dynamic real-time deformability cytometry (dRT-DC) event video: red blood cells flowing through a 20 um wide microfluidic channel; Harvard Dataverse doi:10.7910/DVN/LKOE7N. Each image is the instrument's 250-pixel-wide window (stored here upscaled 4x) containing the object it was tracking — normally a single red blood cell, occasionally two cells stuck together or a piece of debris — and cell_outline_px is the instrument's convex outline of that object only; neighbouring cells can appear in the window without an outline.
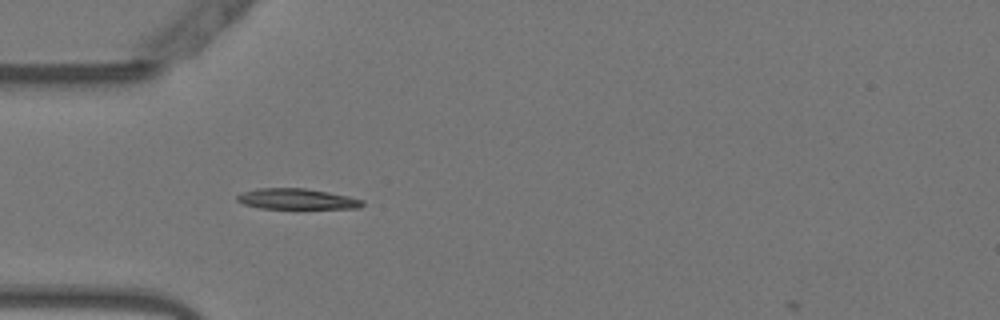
{"species": "Egyptian fruit bat (a non-hibernating species)", "species_latin": "Rousettus aegyptiacus", "temperature_condition": "warm", "stored_images_in_passage": 43, "camera_frame_rate_fps": 3000, "um_per_image_px": 0.085, "animal": {"sex": "female"}, "frame": {"image": 1, "passage_image": 6, "time_ms": 1.667, "image_size_px": [1000, 320], "cell_outline_px": [[364, 204], [360, 208], [260, 208], [244, 204], [236, 200], [236, 196], [244, 192], [260, 188], [304, 188], [328, 192], [348, 196], [364, 200]], "centroid_in_image_um": [25.25, 16.91], "position_along_channel_um": 59.8, "area_um2": 14.91}}
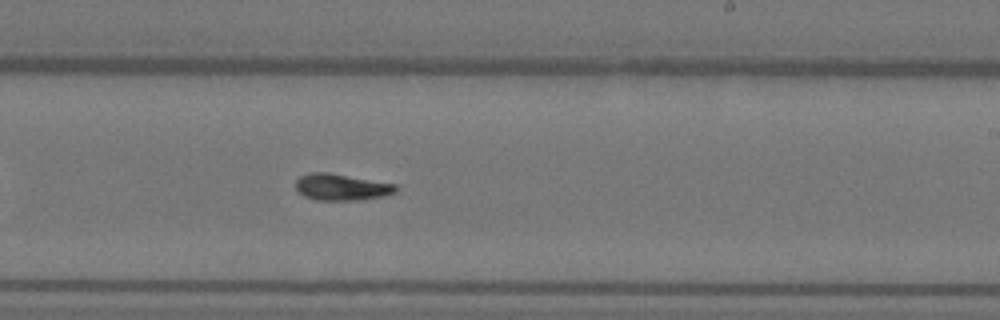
{"frame": {"image": 2, "passage_image": 22, "time_ms": 7.0, "image_size_px": [1000, 320], "cell_outline_px": [[396, 192], [384, 196], [360, 200], [316, 200], [304, 196], [296, 188], [296, 180], [300, 176], [312, 172], [328, 172], [396, 184]], "centroid_in_image_um": [29.02, 15.9], "position_along_channel_um": 260.0, "area_um2": 15.43}}
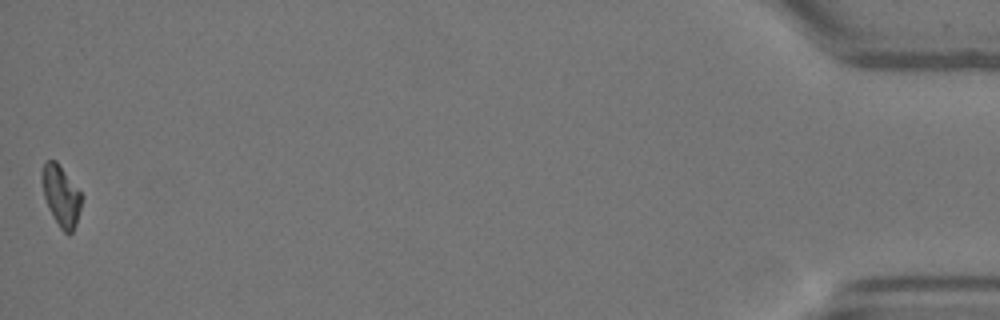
{"frame": {"image": 3, "passage_image": 43, "time_ms": 14.0, "image_size_px": [1000, 320], "cell_outline_px": [[80, 208], [76, 224], [72, 232], [68, 236], [60, 228], [52, 216], [48, 208], [44, 196], [44, 164], [48, 160], [56, 160], [80, 192]], "centroid_in_image_um": [5.21, 16.71], "position_along_channel_um": 430.0, "area_um2": 13.35}, "authors_computed_cell_mechanics": {"area_um2": 14.9124, "velocity_mm_per_s": 3.8087, "shape_relaxation_time_tau1_ms": 5.6679, "shape_relaxation_time_tau2_ms": 5.6138, "deformation_change_tau1": 0.1932, "deformation_change_tau2": 0.0943}}